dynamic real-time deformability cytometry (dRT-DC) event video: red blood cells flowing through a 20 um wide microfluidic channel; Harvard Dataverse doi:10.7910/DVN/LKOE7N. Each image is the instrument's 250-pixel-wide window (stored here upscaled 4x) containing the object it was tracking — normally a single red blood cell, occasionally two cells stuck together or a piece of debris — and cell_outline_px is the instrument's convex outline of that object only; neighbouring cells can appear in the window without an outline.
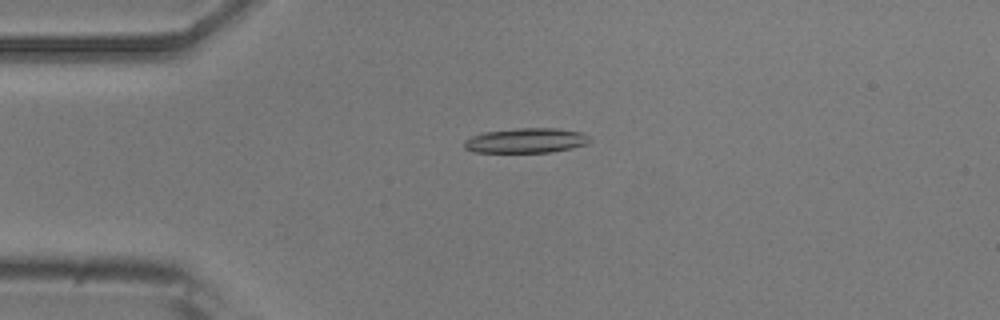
{"species": "common noctule bat (a hibernating species)", "species_latin": "Nyctalus noctula", "temperature_condition": "room temperature", "stored_images_in_passage": 3, "camera_frame_rate_fps": 3000, "um_per_image_px": 0.085, "animal": {"sex": "male", "body_mass_g": 20.5, "forearm_length_mm": 52.5}, "frame": {"image": 1, "passage_image": 3, "time_ms": 2.333, "image_size_px": [1000, 320], "cell_outline_px": [[592, 140], [588, 144], [572, 148], [548, 152], [472, 152], [464, 148], [464, 140], [480, 132], [516, 128], [556, 128], [580, 132], [588, 136]], "centroid_in_image_um": [44.69, 11.94], "position_along_channel_um": 40.3, "area_um2": 18.32}}